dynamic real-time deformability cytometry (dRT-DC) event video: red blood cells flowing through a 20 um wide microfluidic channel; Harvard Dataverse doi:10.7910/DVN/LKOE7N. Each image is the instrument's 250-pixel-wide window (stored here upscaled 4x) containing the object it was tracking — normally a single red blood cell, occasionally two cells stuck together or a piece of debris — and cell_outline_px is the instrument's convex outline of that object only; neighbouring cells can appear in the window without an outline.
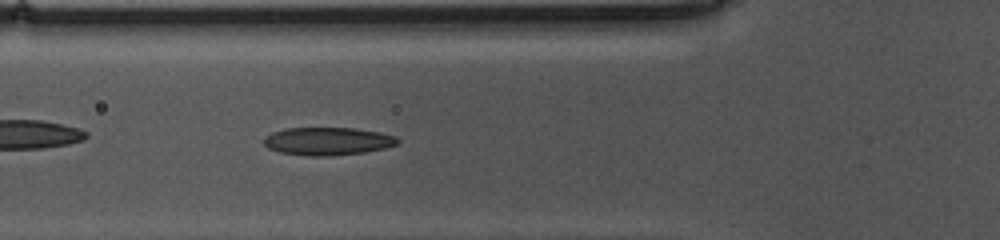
{"species": "common noctule bat (a hibernating species)", "species_latin": "Nyctalus noctula", "temperature_condition": "cold", "stored_images_in_passage": 35, "camera_frame_rate_fps": 3000, "um_per_image_px": 0.085, "animal": {"sex": "female", "body_mass_g": 10.0, "forearm_length_mm": 53.1}, "frame": {"image": 1, "passage_image": 5, "time_ms": 1.333, "image_size_px": [1000, 240], "cell_outline_px": [[400, 140], [396, 144], [384, 148], [364, 152], [332, 156], [308, 156], [280, 152], [268, 148], [264, 144], [264, 136], [272, 132], [284, 128], [352, 128], [380, 132], [396, 136]], "centroid_in_image_um": [27.83, 12.0], "position_along_channel_um": 98.0, "area_um2": 21.79}}
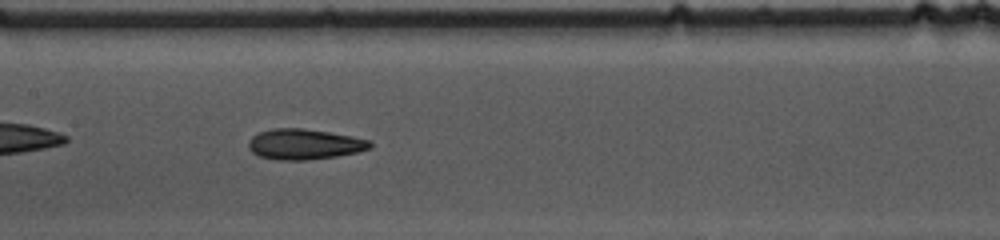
{"frame": {"image": 2, "passage_image": 12, "time_ms": 3.667, "image_size_px": [1000, 240], "cell_outline_px": [[372, 148], [360, 152], [336, 156], [308, 160], [280, 160], [260, 156], [252, 152], [248, 148], [248, 140], [252, 136], [260, 132], [272, 128], [304, 128], [352, 136], [372, 140]], "centroid_in_image_um": [25.9, 12.25], "position_along_channel_um": 181.5, "area_um2": 21.79}}
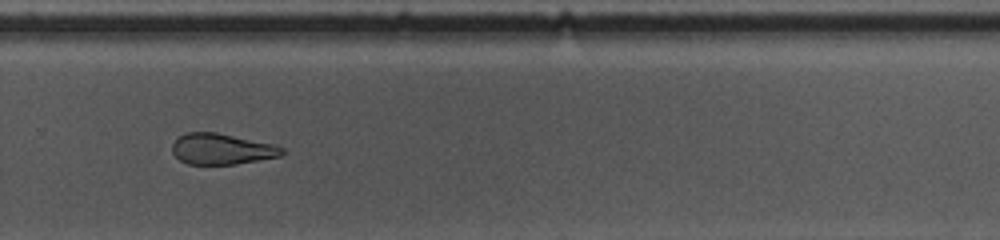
{"frame": {"image": 3, "passage_image": 23, "time_ms": 7.333, "image_size_px": [1000, 240], "cell_outline_px": [[284, 152], [280, 156], [236, 164], [188, 164], [180, 160], [172, 152], [172, 144], [180, 136], [188, 132], [216, 132], [276, 144], [284, 148]], "centroid_in_image_um": [18.87, 12.66], "position_along_channel_um": 310.9, "area_um2": 19.77}, "authors_computed_cell_mechanics": {"area_um2": 21.386, "velocity_mm_per_s": 3.5518, "shape_relaxation_time_tau1_ms": 5.2931, "shape_relaxation_time_tau2_ms": 3.3191, "deformation_change_tau1": 0.1593, "deformation_change_tau2": 0.1136}}